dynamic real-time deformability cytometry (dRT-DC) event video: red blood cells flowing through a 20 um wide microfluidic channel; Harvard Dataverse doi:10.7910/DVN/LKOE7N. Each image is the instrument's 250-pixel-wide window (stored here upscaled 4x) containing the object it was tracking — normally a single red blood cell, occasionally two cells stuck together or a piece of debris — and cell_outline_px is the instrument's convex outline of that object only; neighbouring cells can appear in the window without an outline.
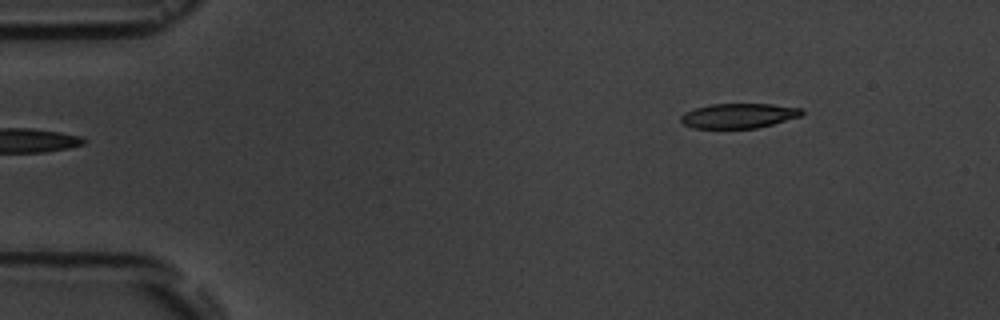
{"species": "common noctule bat (a hibernating species)", "species_latin": "Nyctalus noctula", "temperature_condition": "room temperature", "stored_images_in_passage": 6, "segment_of_instrument_passage": [2, 2], "camera_frame_rate_fps": 3000, "um_per_image_px": 0.085, "animal": {"sex": "male", "body_mass_g": 19.5, "forearm_length_mm": 54.6}, "frame": {"image": 1, "passage_image": 6, "time_ms": 5.667, "image_size_px": [1000, 320], "cell_outline_px": [[804, 112], [800, 116], [772, 124], [756, 128], [692, 128], [684, 124], [680, 120], [680, 116], [684, 112], [696, 108], [712, 104], [772, 104], [804, 108]], "centroid_in_image_um": [62.79, 9.83], "position_along_channel_um": 22.2, "area_um2": 17.46}}